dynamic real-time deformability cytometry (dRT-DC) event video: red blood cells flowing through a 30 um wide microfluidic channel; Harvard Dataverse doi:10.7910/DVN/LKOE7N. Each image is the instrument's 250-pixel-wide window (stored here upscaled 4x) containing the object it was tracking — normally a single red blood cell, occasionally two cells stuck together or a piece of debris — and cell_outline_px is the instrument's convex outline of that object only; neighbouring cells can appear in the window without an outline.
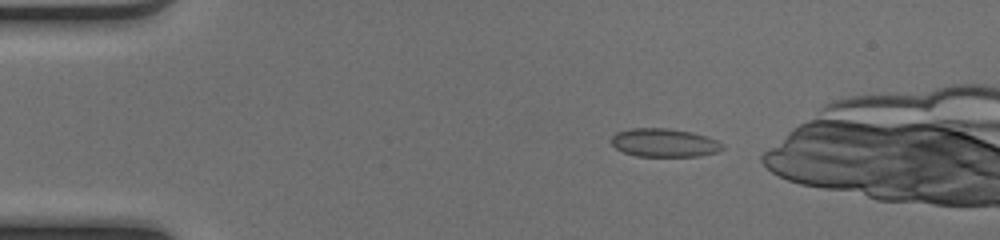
{"species": "common noctule bat (a hibernating species)", "species_latin": "Nyctalus noctula", "temperature_condition": "cold", "stored_images_in_passage": 38, "camera_frame_rate_fps": 3000, "um_per_image_px": 0.085, "animal": {"sex": "female", "body_mass_g": 17.0, "forearm_length_mm": 48.0}, "frame": {"image": 1, "passage_image": 2, "time_ms": 0.333, "image_size_px": [1000, 240], "cell_outline_px": [[724, 148], [716, 152], [700, 156], [636, 156], [624, 152], [616, 148], [612, 144], [612, 136], [616, 132], [632, 128], [664, 128], [692, 132], [716, 140]], "centroid_in_image_um": [56.43, 12.13], "position_along_channel_um": 28.6, "area_um2": 18.15}}
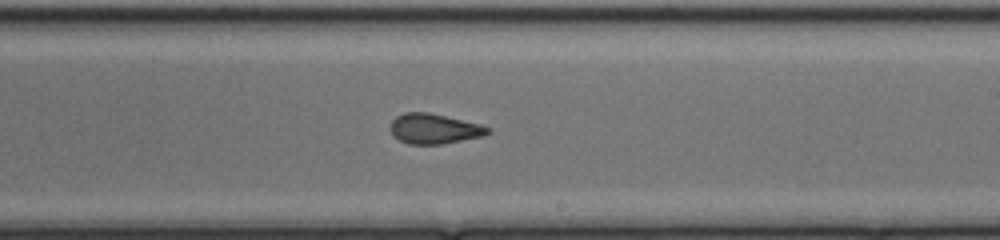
{"frame": {"image": 2, "passage_image": 23, "time_ms": 7.333, "image_size_px": [1000, 240], "cell_outline_px": [[492, 132], [484, 136], [444, 144], [408, 144], [400, 140], [392, 132], [392, 120], [396, 116], [404, 112], [428, 112], [480, 124], [492, 128]], "centroid_in_image_um": [36.97, 10.94], "position_along_channel_um": 252.0, "area_um2": 17.05}}
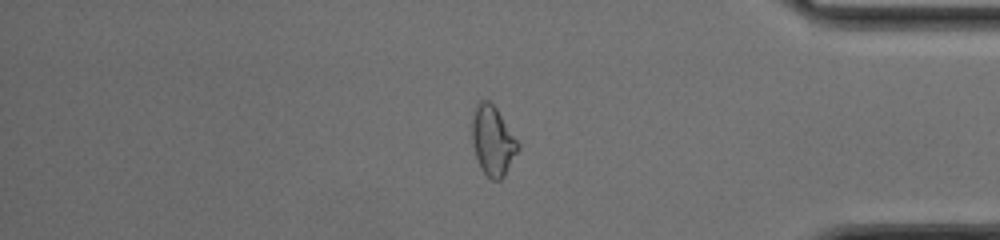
{"frame": {"image": 3, "passage_image": 35, "time_ms": 11.333, "image_size_px": [1000, 240], "cell_outline_px": [[520, 148], [504, 176], [500, 180], [492, 180], [480, 168], [472, 144], [472, 120], [476, 104], [480, 100], [488, 100], [496, 108], [520, 144]], "centroid_in_image_um": [41.88, 11.97], "position_along_channel_um": 393.3, "area_um2": 18.55}, "authors_computed_cell_mechanics": {"area_um2": 17.8024, "velocity_mm_per_s": 4.1385, "shape_relaxation_time_tau1_ms": null, "shape_relaxation_time_tau2_ms": 1.3941, "deformation_change_tau1": null, "deformation_change_tau2": 0.0581}}